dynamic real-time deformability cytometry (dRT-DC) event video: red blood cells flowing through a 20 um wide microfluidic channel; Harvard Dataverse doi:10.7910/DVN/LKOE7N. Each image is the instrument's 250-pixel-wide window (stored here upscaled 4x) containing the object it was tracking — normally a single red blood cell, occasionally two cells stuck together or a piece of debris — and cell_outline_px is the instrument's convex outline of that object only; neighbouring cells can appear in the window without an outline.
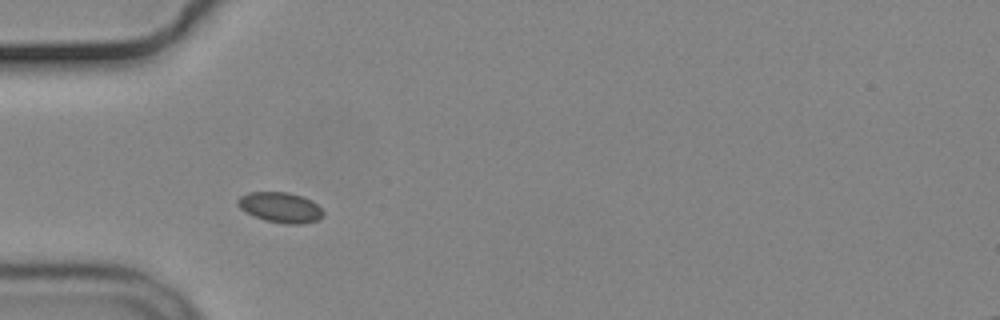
{"species": "common noctule bat (a hibernating species)", "species_latin": "Nyctalus noctula", "temperature_condition": "cold", "stored_images_in_passage": 39, "camera_frame_rate_fps": 3000, "um_per_image_px": 0.085, "animal": {"sex": "male", "body_mass_g": 19.2, "forearm_length_mm": 51.8}, "frame": {"image": 1, "passage_image": 6, "time_ms": 1.667, "image_size_px": [1000, 320], "cell_outline_px": [[324, 216], [316, 220], [304, 224], [288, 224], [264, 220], [244, 212], [236, 204], [236, 200], [240, 196], [248, 192], [288, 192], [312, 200], [324, 212]], "centroid_in_image_um": [23.8, 17.63], "position_along_channel_um": 61.2, "area_um2": 15.2}, "authors_computed_cell_mechanics": {"area_um2": 18.9584, "velocity_mm_per_s": 3.6242, "shape_relaxation_time_tau1_ms": null, "shape_relaxation_time_tau2_ms": 1.985, "deformation_change_tau1": null, "deformation_change_tau2": 0.0661}}